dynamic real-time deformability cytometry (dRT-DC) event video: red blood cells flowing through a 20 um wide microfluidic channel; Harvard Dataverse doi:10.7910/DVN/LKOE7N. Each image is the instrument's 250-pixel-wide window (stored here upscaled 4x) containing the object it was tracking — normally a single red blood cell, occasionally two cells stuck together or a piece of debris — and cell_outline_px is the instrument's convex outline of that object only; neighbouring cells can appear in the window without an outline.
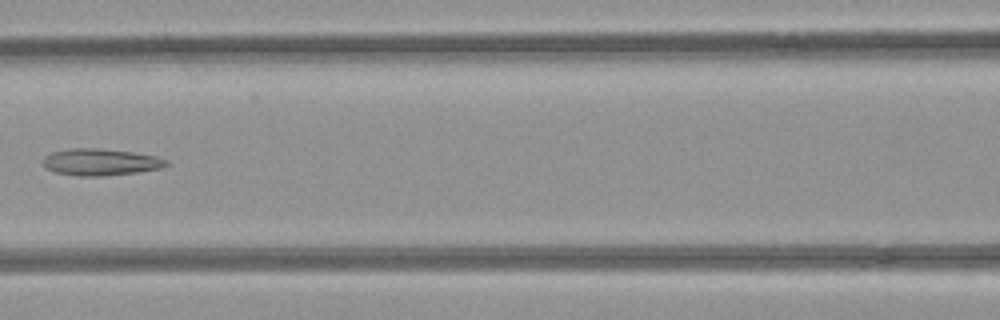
{"species": "common noctule bat (a hibernating species)", "species_latin": "Nyctalus noctula", "temperature_condition": "room temperature", "stored_images_in_passage": 6, "camera_frame_rate_fps": 3000, "um_per_image_px": 0.085, "animal": {"sex": "female", "body_mass_g": 21.9}, "frame": {"image": 1, "passage_image": 6, "time_ms": 1.667, "image_size_px": [1000, 320], "cell_outline_px": [[168, 164], [160, 168], [136, 172], [104, 176], [84, 176], [56, 172], [48, 168], [44, 164], [44, 156], [52, 152], [72, 148], [100, 148], [132, 152], [156, 156], [168, 160]], "centroid_in_image_um": [8.57, 13.76], "position_along_channel_um": 158.0, "area_um2": 18.96}}